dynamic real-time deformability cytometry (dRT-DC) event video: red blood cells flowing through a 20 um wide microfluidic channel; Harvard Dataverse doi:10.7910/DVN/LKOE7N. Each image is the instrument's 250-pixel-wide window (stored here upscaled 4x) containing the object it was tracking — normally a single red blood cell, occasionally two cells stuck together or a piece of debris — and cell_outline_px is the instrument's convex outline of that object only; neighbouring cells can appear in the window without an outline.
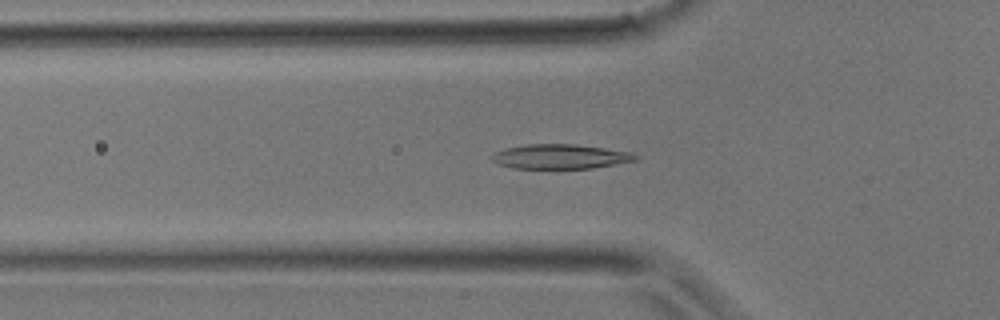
{"species": "common noctule bat (a hibernating species)", "species_latin": "Nyctalus noctula", "temperature_condition": "room temperature", "stored_images_in_passage": 36, "camera_frame_rate_fps": 3000, "um_per_image_px": 0.085, "animal": {"sex": "male", "body_mass_g": 17.9}, "frame": {"image": 1, "passage_image": 12, "time_ms": 3.667, "image_size_px": [1000, 320], "cell_outline_px": [[640, 160], [592, 168], [516, 168], [500, 164], [492, 160], [488, 156], [504, 148], [528, 144], [576, 144], [632, 152], [640, 156]], "centroid_in_image_um": [47.68, 13.3], "position_along_channel_um": 78.1, "area_um2": 20.63}}
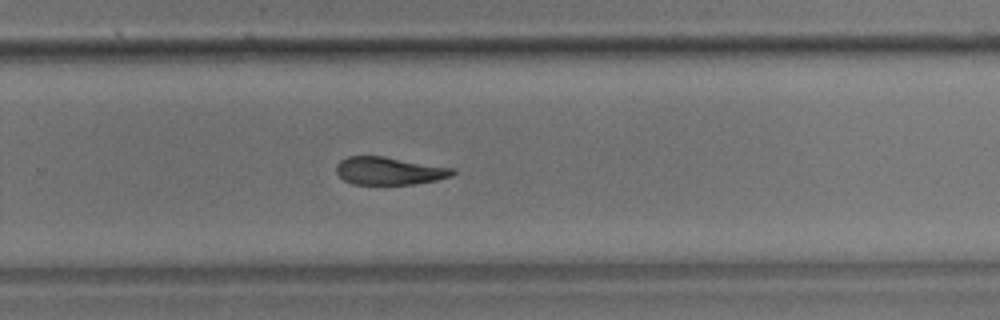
{"frame": {"image": 2, "passage_image": 24, "time_ms": 7.667, "image_size_px": [1000, 320], "cell_outline_px": [[456, 172], [452, 176], [436, 180], [412, 184], [352, 184], [344, 180], [336, 172], [336, 164], [340, 160], [348, 156], [384, 156], [456, 168]], "centroid_in_image_um": [33.1, 14.51], "position_along_channel_um": 296.7, "area_um2": 18.96}}
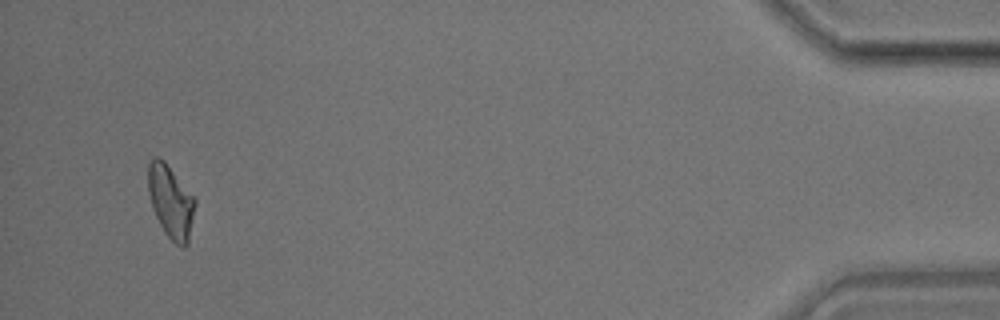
{"frame": {"image": 3, "passage_image": 35, "time_ms": 11.333, "image_size_px": [1000, 320], "cell_outline_px": [[196, 204], [188, 244], [184, 248], [180, 248], [164, 232], [152, 208], [148, 192], [148, 164], [156, 156], [164, 160], [196, 200]], "centroid_in_image_um": [14.52, 17.17], "position_along_channel_um": 420.7, "area_um2": 19.83}}